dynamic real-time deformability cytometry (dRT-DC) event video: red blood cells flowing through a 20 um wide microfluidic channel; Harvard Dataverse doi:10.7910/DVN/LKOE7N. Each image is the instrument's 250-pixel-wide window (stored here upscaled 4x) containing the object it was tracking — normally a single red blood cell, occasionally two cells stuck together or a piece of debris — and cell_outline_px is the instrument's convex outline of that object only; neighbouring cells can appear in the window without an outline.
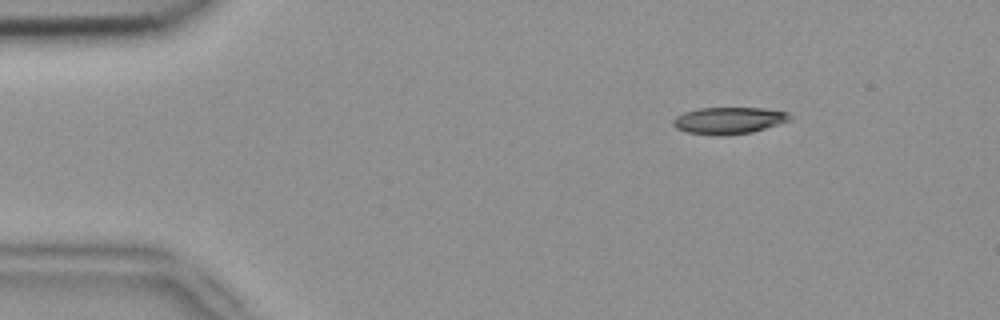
{"species": "common noctule bat (a hibernating species)", "species_latin": "Nyctalus noctula", "temperature_condition": "room temperature", "stored_images_in_passage": 3, "camera_frame_rate_fps": 3000, "um_per_image_px": 0.085, "animal": {"sex": "female", "body_mass_g": 18.4}, "frame": {"image": 1, "passage_image": 1, "time_ms": 0.0, "image_size_px": [1000, 320], "cell_outline_px": [[792, 120], [752, 132], [720, 136], [688, 132], [676, 128], [672, 124], [672, 120], [676, 116], [684, 112], [700, 108], [764, 108], [788, 112], [792, 116]], "centroid_in_image_um": [61.97, 10.24], "position_along_channel_um": 23.0, "area_um2": 18.26}}